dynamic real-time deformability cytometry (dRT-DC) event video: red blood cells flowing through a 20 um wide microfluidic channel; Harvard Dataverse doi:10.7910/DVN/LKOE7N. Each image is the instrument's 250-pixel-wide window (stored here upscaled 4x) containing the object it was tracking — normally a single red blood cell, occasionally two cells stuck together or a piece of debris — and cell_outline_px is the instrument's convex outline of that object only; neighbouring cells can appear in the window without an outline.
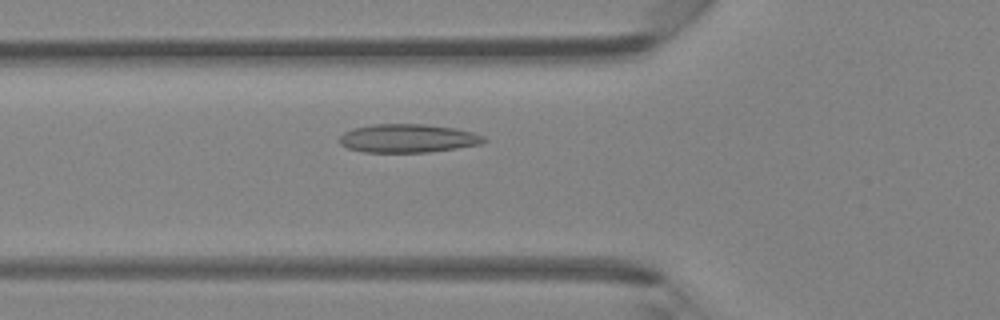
{"species": "Egyptian fruit bat (a non-hibernating species)", "species_latin": "Rousettus aegyptiacus", "temperature_condition": "room temperature", "stored_images_in_passage": 46, "camera_frame_rate_fps": 3000, "um_per_image_px": 0.085, "animal": {"sex": "female"}, "frame": {"image": 1, "passage_image": 16, "time_ms": 5.0, "image_size_px": [1000, 320], "cell_outline_px": [[488, 140], [480, 144], [456, 148], [428, 152], [364, 152], [348, 148], [340, 144], [340, 136], [344, 132], [352, 128], [372, 124], [424, 124], [452, 128], [472, 132], [484, 136]], "centroid_in_image_um": [34.65, 11.75], "position_along_channel_um": 91.2, "area_um2": 23.87}}
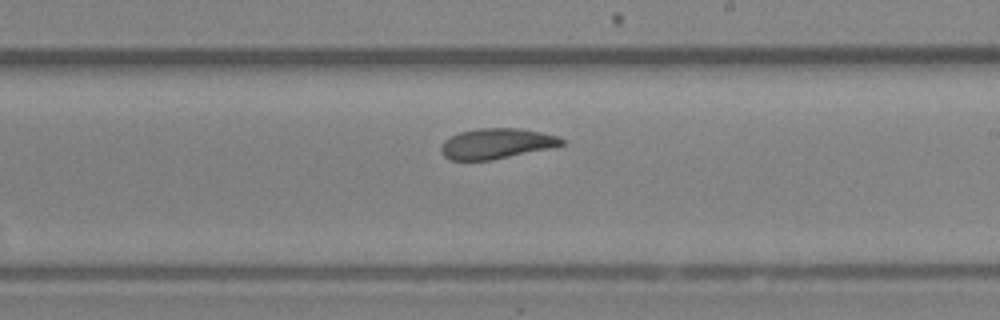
{"frame": {"image": 2, "passage_image": 27, "time_ms": 8.667, "image_size_px": [1000, 320], "cell_outline_px": [[564, 144], [548, 148], [492, 160], [448, 160], [440, 152], [440, 148], [444, 140], [460, 132], [480, 128], [520, 128], [540, 132], [556, 136], [564, 140]], "centroid_in_image_um": [42.15, 12.21], "position_along_channel_um": 246.9, "area_um2": 21.15}}
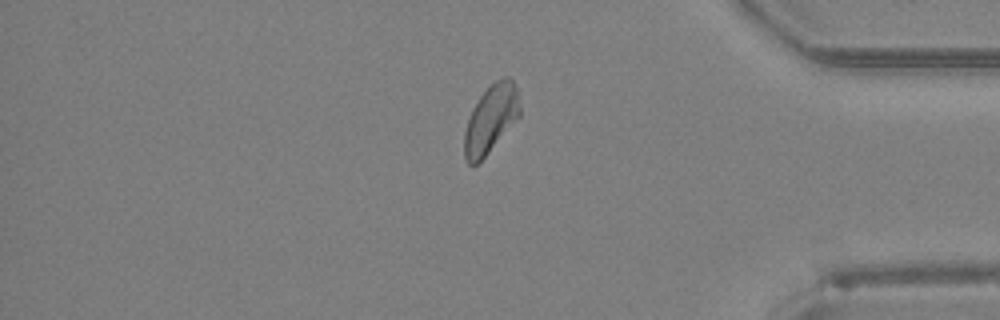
{"frame": {"image": 3, "passage_image": 39, "time_ms": 12.667, "image_size_px": [1000, 320], "cell_outline_px": [[520, 116], [484, 156], [476, 164], [468, 164], [464, 156], [464, 132], [472, 108], [480, 96], [496, 80], [504, 76], [508, 76], [512, 80], [520, 92]], "centroid_in_image_um": [41.74, 10.07], "position_along_channel_um": 393.5, "area_um2": 21.79}, "authors_computed_cell_mechanics": {"area_um2": 22.5998, "velocity_mm_per_s": 4.2645, "shape_relaxation_time_tau1_ms": 7.0736, "shape_relaxation_time_tau2_ms": 2.8889, "deformation_change_tau1": 0.1569, "deformation_change_tau2": 0.0769}}